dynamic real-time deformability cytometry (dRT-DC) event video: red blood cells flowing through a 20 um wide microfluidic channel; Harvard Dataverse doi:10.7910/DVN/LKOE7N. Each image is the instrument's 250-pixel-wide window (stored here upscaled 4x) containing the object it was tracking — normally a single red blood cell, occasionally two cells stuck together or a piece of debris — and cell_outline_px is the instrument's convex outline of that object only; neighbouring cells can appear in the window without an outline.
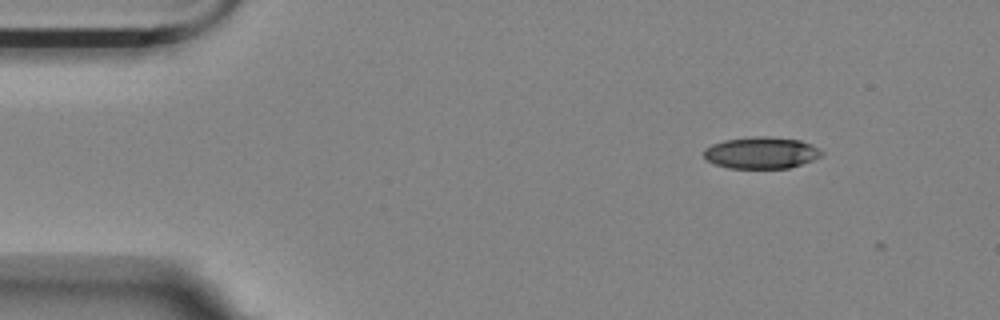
{"species": "Egyptian fruit bat (a non-hibernating species)", "species_latin": "Rousettus aegyptiacus", "temperature_condition": "room temperature", "stored_images_in_passage": 43, "camera_frame_rate_fps": 3000, "um_per_image_px": 0.085, "animal": {"sex": "female"}, "frame": {"image": 1, "passage_image": 1, "time_ms": 0.0, "image_size_px": [1000, 320], "cell_outline_px": [[824, 156], [788, 168], [728, 168], [716, 164], [708, 160], [704, 156], [704, 148], [712, 144], [724, 140], [756, 136], [764, 136], [800, 140], [812, 144], [824, 152]], "centroid_in_image_um": [64.73, 12.98], "position_along_channel_um": 20.3, "area_um2": 21.73}}
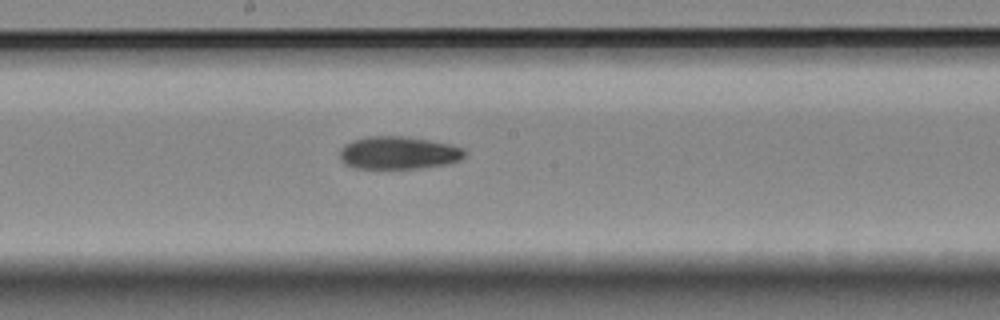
{"frame": {"image": 2, "passage_image": 24, "time_ms": 7.667, "image_size_px": [1000, 320], "cell_outline_px": [[464, 156], [460, 160], [444, 164], [416, 168], [356, 168], [344, 164], [340, 160], [340, 148], [344, 144], [352, 140], [368, 136], [404, 136], [428, 140], [448, 144], [460, 148], [464, 152]], "centroid_in_image_um": [33.78, 12.98], "position_along_channel_um": 214.4, "area_um2": 23.58}}
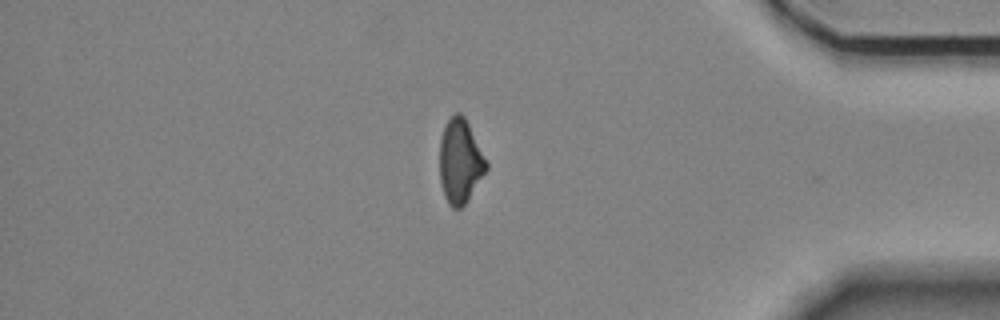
{"frame": {"image": 3, "passage_image": 42, "time_ms": 13.667, "image_size_px": [1000, 320], "cell_outline_px": [[488, 168], [464, 204], [460, 208], [452, 208], [448, 204], [444, 196], [440, 180], [440, 140], [444, 128], [448, 120], [456, 112], [460, 112], [464, 116], [488, 164]], "centroid_in_image_um": [39.09, 13.72], "position_along_channel_um": 396.1, "area_um2": 22.43}, "authors_computed_cell_mechanics": {"area_um2": 23.7558, "velocity_mm_per_s": 3.5392, "shape_relaxation_time_tau1_ms": 6.4035, "shape_relaxation_time_tau2_ms": null, "deformation_change_tau1": 0.1623, "deformation_change_tau2": null}}